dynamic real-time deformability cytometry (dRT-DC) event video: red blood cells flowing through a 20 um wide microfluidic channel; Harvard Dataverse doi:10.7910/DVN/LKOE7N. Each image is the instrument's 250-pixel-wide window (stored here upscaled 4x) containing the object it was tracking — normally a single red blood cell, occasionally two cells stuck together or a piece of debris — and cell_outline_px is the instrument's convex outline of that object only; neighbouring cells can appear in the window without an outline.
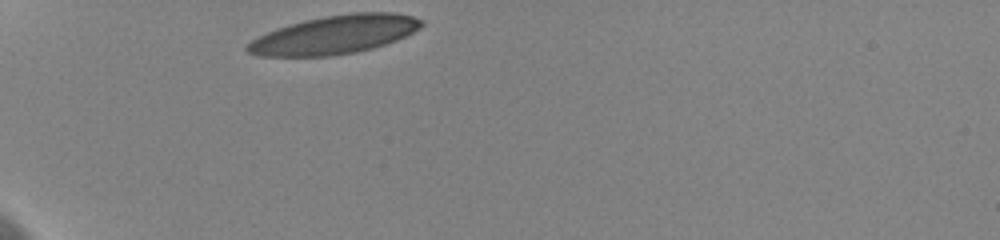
{"species": "human", "species_latin": "Homo sapiens", "temperature_condition": "cold", "stored_images_in_passage": 7, "camera_frame_rate_fps": 3000, "um_per_image_px": 0.085, "donor": {"sex": "female"}, "frame": {"image": 1, "passage_image": 1, "time_ms": 0.0, "image_size_px": [1000, 240], "cell_outline_px": [[424, 24], [420, 28], [396, 40], [372, 48], [356, 52], [328, 56], [260, 56], [248, 52], [244, 48], [252, 40], [276, 28], [304, 20], [324, 16], [352, 12], [396, 12], [412, 16], [424, 20]], "centroid_in_image_um": [28.46, 2.94], "position_along_channel_um": 56.5, "area_um2": 38.9}}